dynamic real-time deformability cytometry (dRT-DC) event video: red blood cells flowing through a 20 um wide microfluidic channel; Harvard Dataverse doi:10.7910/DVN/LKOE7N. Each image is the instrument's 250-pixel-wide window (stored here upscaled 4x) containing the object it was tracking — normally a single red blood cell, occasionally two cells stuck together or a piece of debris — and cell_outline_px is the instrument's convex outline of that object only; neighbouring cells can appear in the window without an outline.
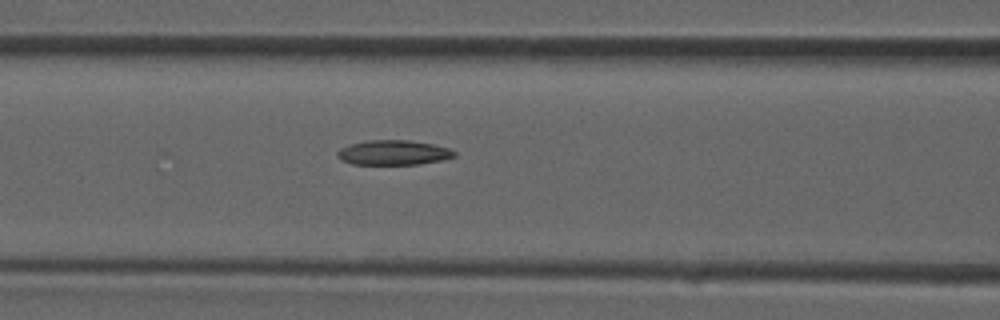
{"species": "common noctule bat (a hibernating species)", "species_latin": "Nyctalus noctula", "temperature_condition": "room temperature", "stored_images_in_passage": 25, "camera_frame_rate_fps": 3000, "um_per_image_px": 0.085, "animal": {"sex": "male", "forearm_length_mm": 52.5}, "frame": {"image": 1, "passage_image": 4, "time_ms": 1.0, "image_size_px": [1000, 320], "cell_outline_px": [[456, 156], [440, 160], [420, 164], [352, 164], [340, 160], [336, 156], [336, 152], [340, 148], [352, 144], [368, 140], [408, 140], [432, 144], [448, 148], [456, 152]], "centroid_in_image_um": [33.41, 12.97], "position_along_channel_um": 133.2, "area_um2": 16.82}}
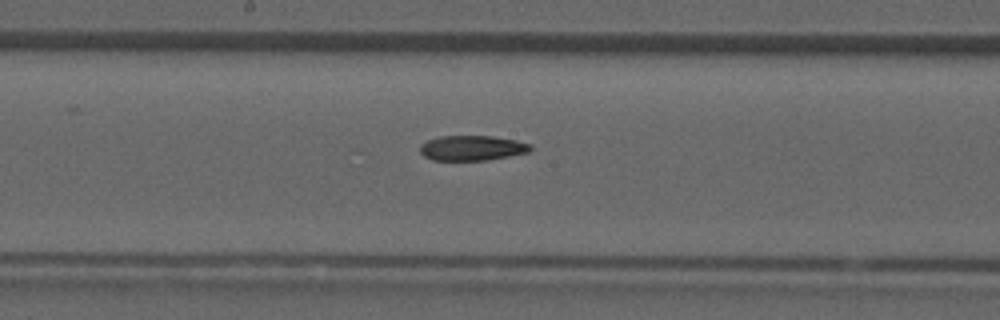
{"frame": {"image": 2, "passage_image": 8, "time_ms": 2.333, "image_size_px": [1000, 320], "cell_outline_px": [[532, 148], [528, 152], [508, 156], [484, 160], [432, 160], [424, 156], [420, 152], [420, 144], [428, 140], [440, 136], [492, 136], [516, 140], [532, 144]], "centroid_in_image_um": [40.11, 12.57], "position_along_channel_um": 208.1, "area_um2": 16.07}}